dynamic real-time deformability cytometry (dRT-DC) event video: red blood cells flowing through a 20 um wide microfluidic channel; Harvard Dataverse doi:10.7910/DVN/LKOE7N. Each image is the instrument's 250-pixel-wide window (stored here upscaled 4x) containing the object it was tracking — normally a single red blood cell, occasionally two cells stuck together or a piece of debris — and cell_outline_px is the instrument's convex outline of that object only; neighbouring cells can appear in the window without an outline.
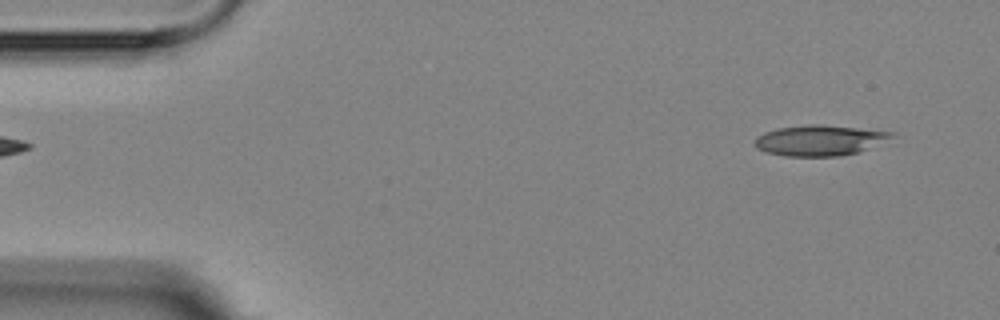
{"species": "Egyptian fruit bat (a non-hibernating species)", "species_latin": "Rousettus aegyptiacus", "temperature_condition": "room temperature", "stored_images_in_passage": 6, "camera_frame_rate_fps": 3000, "um_per_image_px": 0.085, "animal": {"sex": "female"}, "frame": {"image": 1, "passage_image": 1, "time_ms": 0.0, "image_size_px": [1000, 320], "cell_outline_px": [[896, 136], [856, 152], [840, 156], [784, 156], [768, 152], [756, 148], [756, 136], [764, 132], [776, 128], [808, 124], [820, 124], [896, 132]], "centroid_in_image_um": [69.64, 11.91], "position_along_channel_um": 15.4, "area_um2": 24.16}}
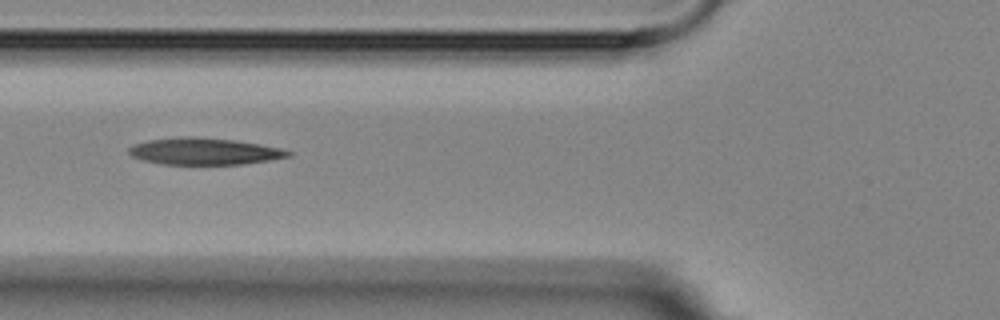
{"frame": {"image": 2, "passage_image": 5, "time_ms": 5.333, "image_size_px": [1000, 320], "cell_outline_px": [[292, 156], [268, 160], [240, 164], [160, 164], [144, 160], [132, 156], [128, 152], [128, 148], [136, 144], [148, 140], [180, 136], [196, 136], [236, 140], [260, 144], [280, 148], [292, 152]], "centroid_in_image_um": [17.36, 12.85], "position_along_channel_um": 108.4, "area_um2": 24.85}}
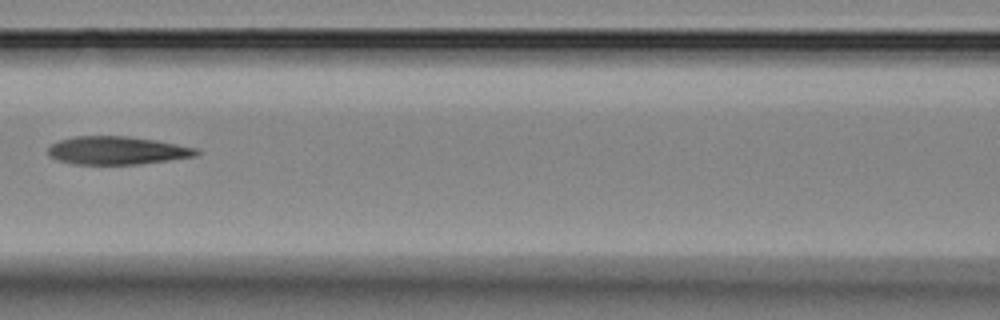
{"frame": {"image": 3, "passage_image": 6, "time_ms": 6.667, "image_size_px": [1000, 320], "cell_outline_px": [[200, 156], [140, 164], [72, 164], [56, 160], [48, 156], [48, 148], [52, 144], [60, 140], [76, 136], [128, 136], [156, 140], [196, 148], [200, 152]], "centroid_in_image_um": [9.96, 12.8], "position_along_channel_um": 156.6, "area_um2": 24.45}}